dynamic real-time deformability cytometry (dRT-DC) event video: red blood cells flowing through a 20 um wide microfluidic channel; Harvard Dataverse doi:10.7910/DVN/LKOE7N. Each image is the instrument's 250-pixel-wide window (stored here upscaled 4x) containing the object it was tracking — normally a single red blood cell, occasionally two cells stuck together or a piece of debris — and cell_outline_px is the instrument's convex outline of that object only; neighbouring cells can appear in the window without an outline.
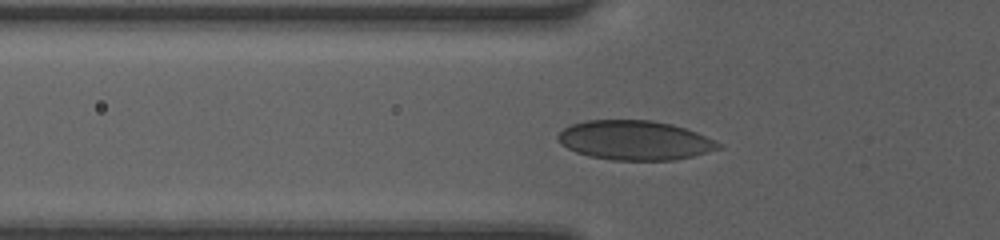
{"species": "human", "species_latin": "Homo sapiens", "temperature_condition": "room temperature", "stored_images_in_passage": 39, "camera_frame_rate_fps": 3000, "um_per_image_px": 0.085, "donor": {"sex": "female"}, "frame": {"image": 1, "passage_image": 12, "time_ms": 3.667, "image_size_px": [1000, 240], "cell_outline_px": [[724, 148], [692, 156], [672, 160], [612, 160], [588, 156], [576, 152], [560, 144], [556, 136], [564, 128], [572, 124], [584, 120], [652, 120], [672, 124], [696, 132], [724, 144]], "centroid_in_image_um": [53.97, 11.92], "position_along_channel_um": 71.8, "area_um2": 37.05}}
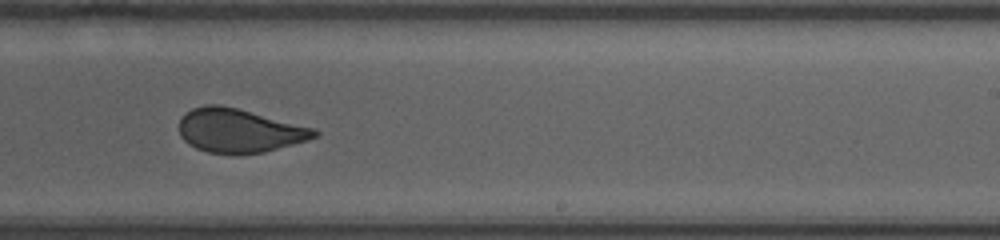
{"frame": {"image": 2, "passage_image": 26, "time_ms": 8.333, "image_size_px": [1000, 240], "cell_outline_px": [[320, 136], [308, 140], [264, 152], [208, 152], [196, 148], [188, 144], [180, 136], [180, 116], [184, 112], [192, 108], [204, 104], [220, 104], [316, 128], [320, 132]], "centroid_in_image_um": [20.34, 11.07], "position_along_channel_um": 268.7, "area_um2": 34.33}}
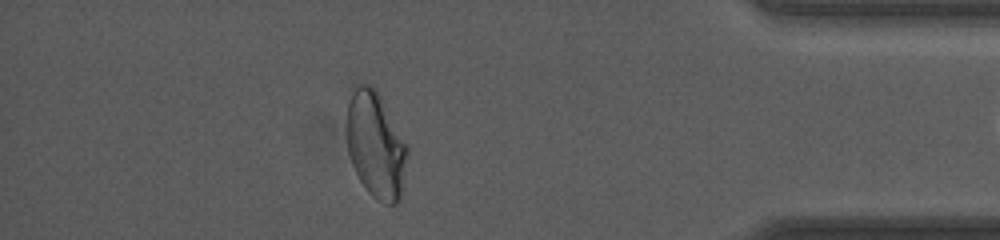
{"frame": {"image": 3, "passage_image": 38, "time_ms": 12.333, "image_size_px": [1000, 240], "cell_outline_px": [[408, 152], [400, 200], [396, 204], [384, 204], [376, 200], [368, 192], [360, 180], [352, 164], [348, 152], [348, 100], [356, 84], [372, 84], [376, 88], [408, 148]], "centroid_in_image_um": [31.94, 12.34], "position_along_channel_um": 403.3, "area_um2": 37.17}}